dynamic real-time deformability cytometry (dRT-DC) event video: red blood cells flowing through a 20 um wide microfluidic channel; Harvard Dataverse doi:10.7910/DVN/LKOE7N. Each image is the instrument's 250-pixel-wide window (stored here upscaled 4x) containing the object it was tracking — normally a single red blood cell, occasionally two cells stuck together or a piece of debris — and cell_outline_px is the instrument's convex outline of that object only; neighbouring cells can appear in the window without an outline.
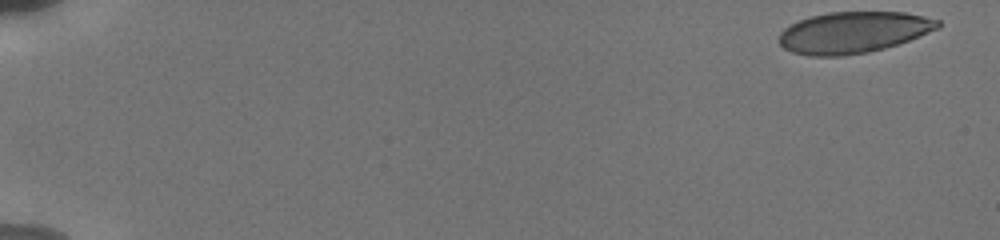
{"species": "human", "species_latin": "Homo sapiens", "temperature_condition": "cold", "stored_images_in_passage": 53, "camera_frame_rate_fps": 3000, "um_per_image_px": 0.085, "donor": {"sex": "male"}, "frame": {"image": 1, "passage_image": 1, "time_ms": 0.0, "image_size_px": [1000, 240], "cell_outline_px": [[940, 28], [908, 40], [884, 48], [868, 52], [840, 56], [808, 56], [792, 52], [784, 48], [776, 40], [780, 32], [784, 28], [800, 20], [812, 16], [828, 12], [904, 12], [924, 16], [940, 20]], "centroid_in_image_um": [72.51, 2.75], "position_along_channel_um": 12.5, "area_um2": 38.26}}
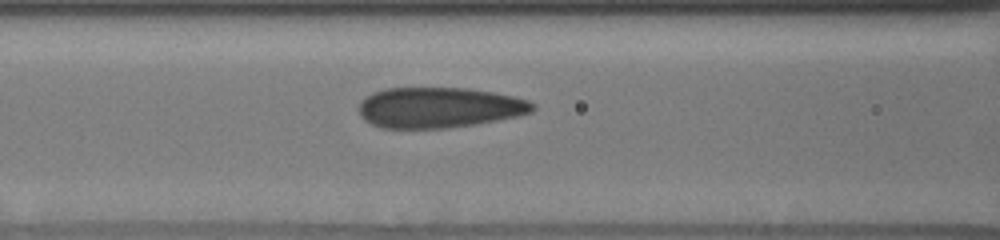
{"frame": {"image": 2, "passage_image": 45, "time_ms": 7.667, "image_size_px": [1000, 240], "cell_outline_px": [[536, 108], [532, 112], [516, 116], [476, 124], [448, 128], [380, 128], [364, 120], [360, 116], [360, 104], [372, 92], [384, 88], [468, 88], [492, 92], [512, 96], [528, 100], [536, 104]], "centroid_in_image_um": [37.33, 9.14], "position_along_channel_um": 129.3, "area_um2": 41.04}}
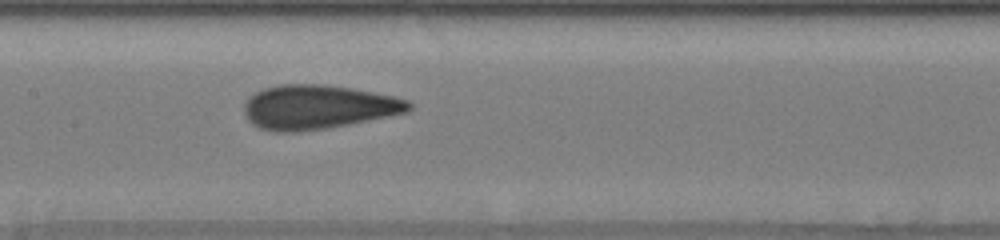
{"frame": {"image": 3, "passage_image": 52, "time_ms": 9.0, "image_size_px": [1000, 240], "cell_outline_px": [[412, 108], [408, 112], [392, 116], [328, 128], [296, 132], [276, 132], [260, 128], [252, 124], [248, 120], [244, 112], [244, 104], [256, 92], [264, 88], [280, 84], [324, 84], [352, 88], [392, 96], [408, 100], [412, 104]], "centroid_in_image_um": [27.05, 9.1], "position_along_channel_um": 180.4, "area_um2": 42.48}}